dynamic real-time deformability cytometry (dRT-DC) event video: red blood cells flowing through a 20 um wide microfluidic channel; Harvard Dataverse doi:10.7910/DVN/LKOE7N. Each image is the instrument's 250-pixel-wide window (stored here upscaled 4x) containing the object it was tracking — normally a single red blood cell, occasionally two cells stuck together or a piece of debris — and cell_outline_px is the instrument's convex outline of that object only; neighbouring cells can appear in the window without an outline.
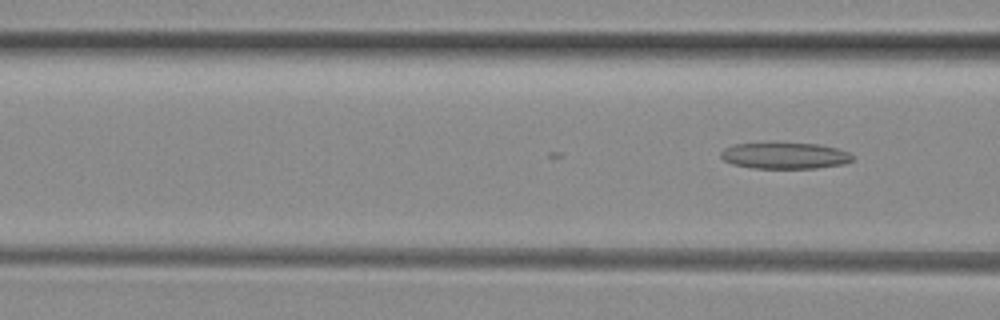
{"species": "common noctule bat (a hibernating species)", "species_latin": "Nyctalus noctula", "temperature_condition": "room temperature", "stored_images_in_passage": 3, "camera_frame_rate_fps": 3000, "um_per_image_px": 0.085, "animal": {"sex": "female", "body_mass_g": 29.2, "forearm_length_mm": 56.3}, "frame": {"image": 1, "passage_image": 3, "time_ms": 0.667, "image_size_px": [1000, 320], "cell_outline_px": [[852, 160], [844, 164], [816, 168], [752, 168], [732, 164], [724, 160], [720, 156], [720, 152], [724, 148], [736, 144], [820, 144], [836, 148], [848, 152], [852, 156]], "centroid_in_image_um": [66.7, 13.25], "position_along_channel_um": 99.9, "area_um2": 19.83}}